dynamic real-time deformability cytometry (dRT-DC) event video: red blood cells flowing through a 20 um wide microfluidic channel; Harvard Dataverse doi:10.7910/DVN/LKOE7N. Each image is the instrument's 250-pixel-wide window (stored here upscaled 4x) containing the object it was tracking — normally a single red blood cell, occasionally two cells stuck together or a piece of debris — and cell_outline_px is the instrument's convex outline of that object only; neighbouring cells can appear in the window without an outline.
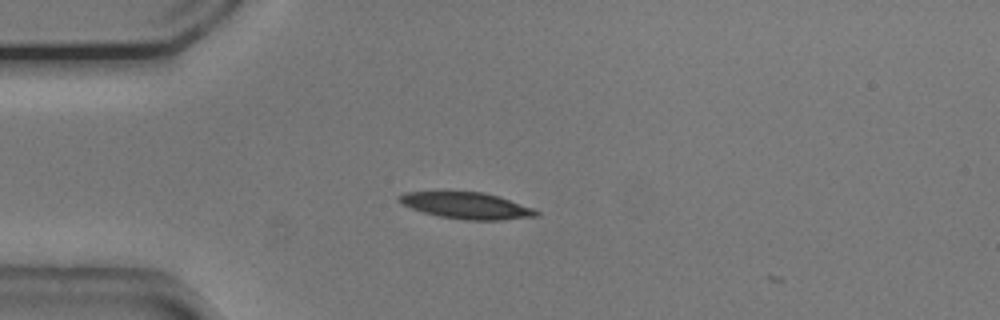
{"species": "common noctule bat (a hibernating species)", "species_latin": "Nyctalus noctula", "temperature_condition": "cold", "stored_images_in_passage": 3, "camera_frame_rate_fps": 3000, "um_per_image_px": 0.085, "animal": {"sex": "male", "body_mass_g": 20.5, "forearm_length_mm": 52.5}, "frame": {"image": 1, "passage_image": 2, "time_ms": 0.333, "image_size_px": [1000, 320], "cell_outline_px": [[540, 216], [500, 220], [464, 220], [440, 216], [424, 212], [412, 208], [396, 200], [396, 196], [404, 192], [484, 192], [532, 208], [540, 212]], "centroid_in_image_um": [39.64, 17.48], "position_along_channel_um": 45.4, "area_um2": 20.87}}